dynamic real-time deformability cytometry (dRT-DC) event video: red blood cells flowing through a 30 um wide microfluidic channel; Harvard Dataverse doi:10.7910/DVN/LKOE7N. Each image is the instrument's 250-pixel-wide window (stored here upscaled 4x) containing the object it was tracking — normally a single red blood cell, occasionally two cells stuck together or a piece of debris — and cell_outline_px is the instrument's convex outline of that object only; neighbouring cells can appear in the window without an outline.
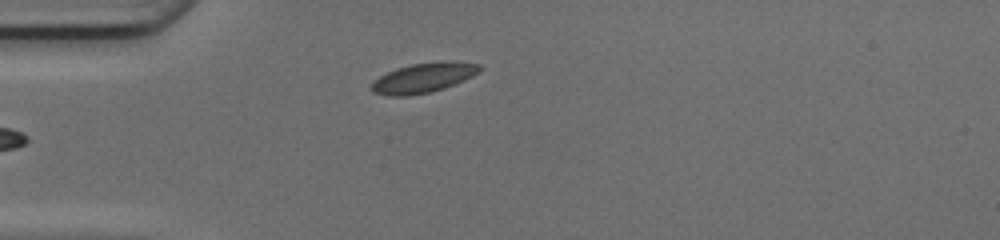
{"species": "common noctule bat (a hibernating species)", "species_latin": "Nyctalus noctula", "temperature_condition": "cold", "stored_images_in_passage": 32, "camera_frame_rate_fps": 3000, "um_per_image_px": 0.085, "animal": {"sex": "female", "body_mass_g": 17.0, "forearm_length_mm": 48.0}, "frame": {"image": 1, "passage_image": 1, "time_ms": 0.0, "image_size_px": [1000, 240], "cell_outline_px": [[480, 68], [472, 76], [444, 88], [428, 92], [404, 96], [388, 96], [372, 92], [368, 88], [380, 76], [396, 68], [412, 64], [440, 60], [448, 60], [480, 64]], "centroid_in_image_um": [35.95, 6.6], "position_along_channel_um": 49.0, "area_um2": 18.61}}
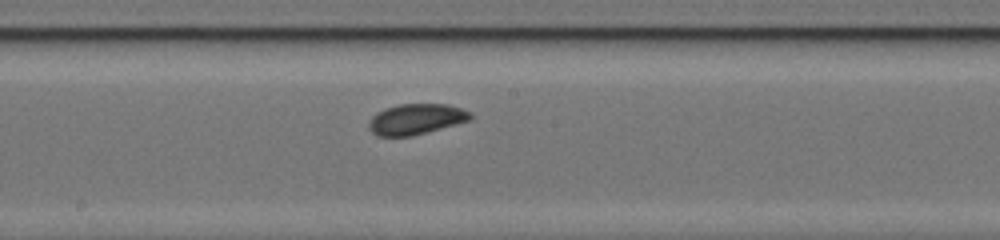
{"frame": {"image": 2, "passage_image": 14, "time_ms": 4.333, "image_size_px": [1000, 240], "cell_outline_px": [[472, 116], [468, 120], [412, 136], [376, 136], [368, 128], [368, 120], [376, 112], [384, 108], [400, 104], [444, 104], [460, 108], [468, 112]], "centroid_in_image_um": [35.26, 10.13], "position_along_channel_um": 212.9, "area_um2": 17.92}}
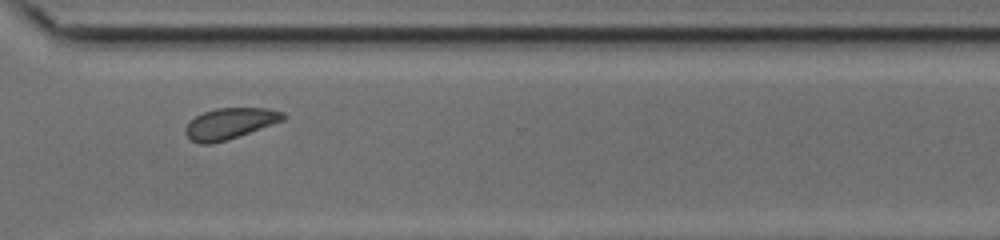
{"frame": {"image": 3, "passage_image": 24, "time_ms": 7.667, "image_size_px": [1000, 240], "cell_outline_px": [[284, 120], [228, 140], [212, 144], [200, 144], [192, 140], [184, 132], [184, 128], [196, 116], [204, 112], [216, 108], [264, 108], [284, 112]], "centroid_in_image_um": [19.52, 10.51], "position_along_channel_um": 351.1, "area_um2": 17.51}, "authors_computed_cell_mechanics": {"area_um2": 17.8602, "velocity_mm_per_s": 4.1467, "shape_relaxation_time_tau1_ms": 3.9878, "shape_relaxation_time_tau2_ms": null, "deformation_change_tau1": 0.0855, "deformation_change_tau2": null}}